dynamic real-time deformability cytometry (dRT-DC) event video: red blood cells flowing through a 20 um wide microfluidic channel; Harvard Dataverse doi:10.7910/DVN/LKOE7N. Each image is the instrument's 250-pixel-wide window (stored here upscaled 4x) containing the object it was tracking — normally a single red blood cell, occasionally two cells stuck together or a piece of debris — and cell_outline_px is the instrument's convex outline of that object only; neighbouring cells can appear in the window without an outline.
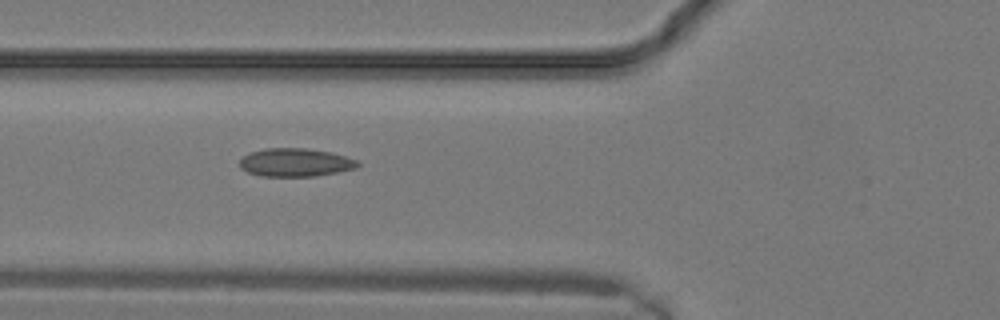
{"species": "common noctule bat (a hibernating species)", "species_latin": "Nyctalus noctula", "temperature_condition": "warm", "stored_images_in_passage": 10, "camera_frame_rate_fps": 3000, "um_per_image_px": 0.085, "animal": {"sex": "male", "body_mass_g": 19.2, "forearm_length_mm": 51.8}, "frame": {"image": 1, "passage_image": 7, "time_ms": 2.0, "image_size_px": [1000, 320], "cell_outline_px": [[360, 164], [356, 168], [316, 176], [260, 176], [248, 172], [240, 168], [240, 160], [244, 156], [252, 152], [264, 148], [304, 148], [332, 152], [356, 160]], "centroid_in_image_um": [25.09, 13.81], "position_along_channel_um": 100.7, "area_um2": 19.31}}
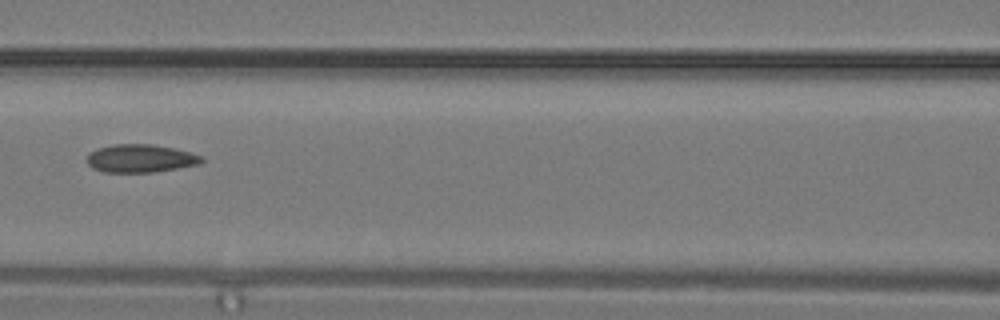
{"frame": {"image": 2, "passage_image": 9, "time_ms": 2.667, "image_size_px": [1000, 320], "cell_outline_px": [[204, 160], [200, 164], [152, 172], [104, 172], [92, 168], [88, 164], [88, 152], [96, 148], [112, 144], [152, 144], [172, 148], [188, 152], [200, 156]], "centroid_in_image_um": [11.88, 13.46], "position_along_channel_um": 154.7, "area_um2": 18.61}}